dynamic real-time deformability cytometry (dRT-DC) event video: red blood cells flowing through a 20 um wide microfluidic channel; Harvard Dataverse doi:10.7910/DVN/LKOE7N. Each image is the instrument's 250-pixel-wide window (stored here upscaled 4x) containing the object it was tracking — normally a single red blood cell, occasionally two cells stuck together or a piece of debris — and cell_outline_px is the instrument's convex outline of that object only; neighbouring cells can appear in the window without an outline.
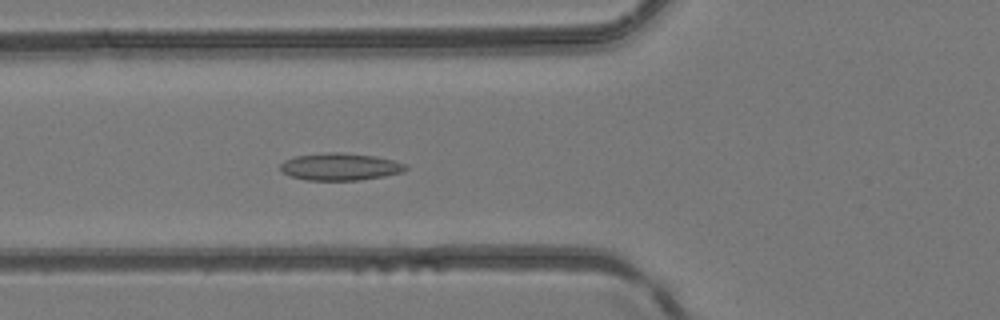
{"species": "common noctule bat (a hibernating species)", "species_latin": "Nyctalus noctula", "temperature_condition": "room temperature", "stored_images_in_passage": 37, "camera_frame_rate_fps": 3000, "um_per_image_px": 0.085, "animal": {"sex": "female", "body_mass_g": 24.6, "forearm_length_mm": 56.2}, "frame": {"image": 1, "passage_image": 14, "time_ms": 4.333, "image_size_px": [1000, 320], "cell_outline_px": [[408, 168], [404, 172], [384, 176], [360, 180], [304, 180], [292, 176], [284, 172], [280, 168], [280, 164], [284, 160], [296, 156], [328, 152], [340, 152], [376, 156], [408, 164]], "centroid_in_image_um": [28.95, 14.17], "position_along_channel_um": 96.8, "area_um2": 19.94}}
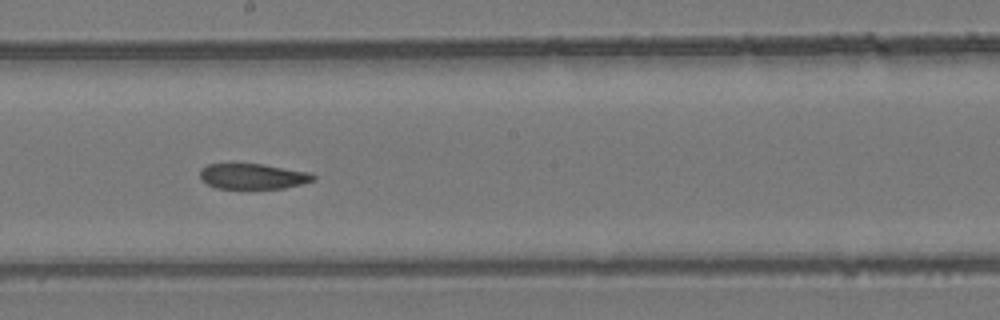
{"frame": {"image": 2, "passage_image": 23, "time_ms": 7.333, "image_size_px": [1000, 320], "cell_outline_px": [[316, 180], [284, 188], [216, 188], [208, 184], [200, 176], [200, 168], [208, 164], [232, 160], [264, 164], [308, 172], [316, 176]], "centroid_in_image_um": [21.43, 14.93], "position_along_channel_um": 226.8, "area_um2": 17.46}}
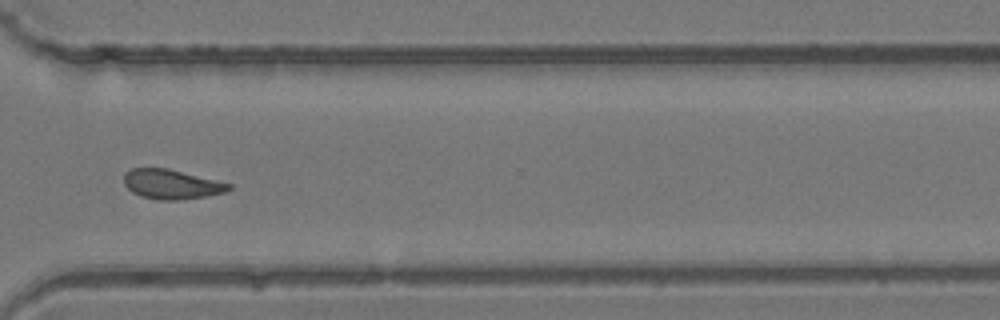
{"frame": {"image": 3, "passage_image": 32, "time_ms": 10.333, "image_size_px": [1000, 320], "cell_outline_px": [[232, 188], [224, 192], [208, 196], [180, 200], [160, 200], [140, 196], [132, 192], [124, 184], [124, 172], [132, 168], [168, 168], [232, 184]], "centroid_in_image_um": [14.57, 15.66], "position_along_channel_um": 356.0, "area_um2": 18.15}}